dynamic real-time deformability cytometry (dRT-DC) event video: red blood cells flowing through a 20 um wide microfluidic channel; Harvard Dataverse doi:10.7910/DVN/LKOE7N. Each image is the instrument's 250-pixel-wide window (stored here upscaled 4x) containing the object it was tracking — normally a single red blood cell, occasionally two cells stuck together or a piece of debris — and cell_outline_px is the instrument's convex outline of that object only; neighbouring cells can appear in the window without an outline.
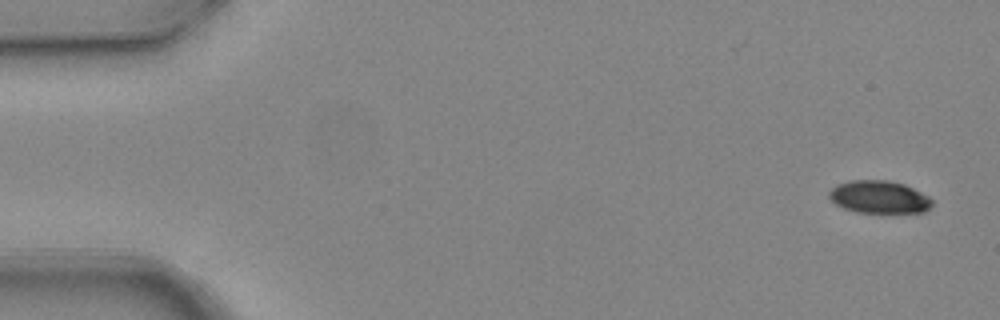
{"species": "common noctule bat (a hibernating species)", "species_latin": "Nyctalus noctula", "temperature_condition": "warm", "stored_images_in_passage": 4, "camera_frame_rate_fps": 3000, "um_per_image_px": 0.085, "animal": {"sex": "female", "body_mass_g": 24.6, "forearm_length_mm": 56.2}, "frame": {"image": 1, "passage_image": 1, "time_ms": 0.0, "image_size_px": [1000, 320], "cell_outline_px": [[932, 204], [924, 212], [856, 212], [844, 208], [836, 204], [828, 196], [828, 192], [836, 184], [848, 180], [888, 180], [904, 184], [928, 196], [932, 200]], "centroid_in_image_um": [74.69, 16.73], "position_along_channel_um": 10.3, "area_um2": 19.48}}
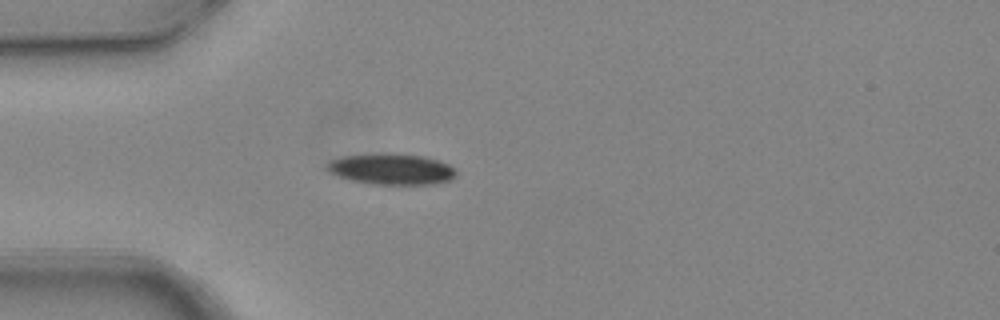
{"frame": {"image": 2, "passage_image": 4, "time_ms": 1.0, "image_size_px": [1000, 320], "cell_outline_px": [[456, 176], [452, 180], [436, 184], [372, 184], [352, 180], [328, 172], [324, 168], [328, 160], [344, 156], [420, 156], [436, 160], [448, 164], [456, 172]], "centroid_in_image_um": [33.27, 14.43], "position_along_channel_um": 51.7, "area_um2": 22.31}}